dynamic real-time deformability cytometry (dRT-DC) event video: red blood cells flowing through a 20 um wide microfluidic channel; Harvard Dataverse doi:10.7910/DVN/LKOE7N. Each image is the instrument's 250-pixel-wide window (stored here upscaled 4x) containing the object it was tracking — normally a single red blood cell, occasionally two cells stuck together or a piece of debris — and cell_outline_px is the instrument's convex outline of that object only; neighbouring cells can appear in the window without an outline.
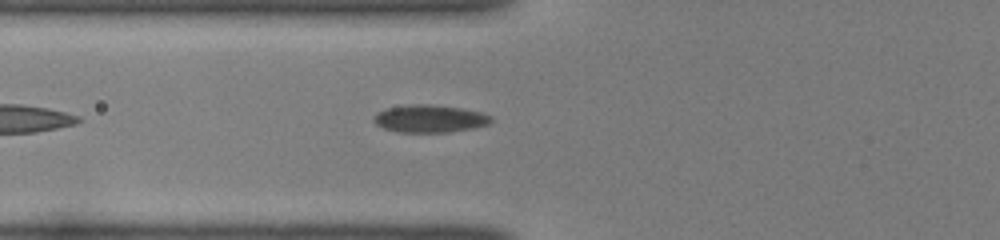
{"species": "common noctule bat (a hibernating species)", "species_latin": "Nyctalus noctula", "temperature_condition": "room temperature", "stored_images_in_passage": 18, "camera_frame_rate_fps": 3000, "um_per_image_px": 0.085, "animal": {"sex": "female", "body_mass_g": 22.0, "forearm_length_mm": 56.7}, "frame": {"image": 1, "passage_image": 5, "time_ms": 1.333, "image_size_px": [1000, 240], "cell_outline_px": [[492, 120], [488, 124], [472, 128], [448, 132], [400, 132], [384, 128], [376, 124], [372, 120], [376, 112], [384, 108], [404, 104], [432, 104], [460, 108], [480, 112], [492, 116]], "centroid_in_image_um": [36.47, 10.07], "position_along_channel_um": 89.3, "area_um2": 18.96}}
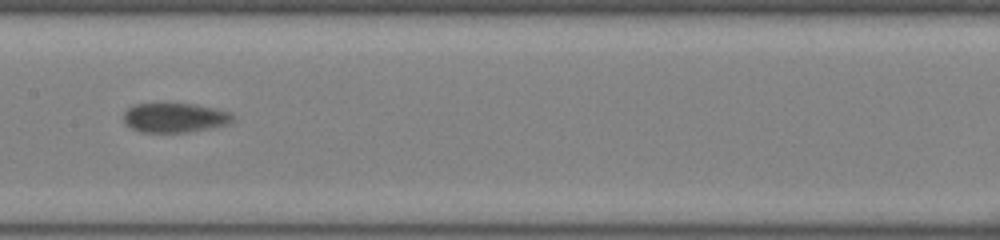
{"frame": {"image": 2, "passage_image": 13, "time_ms": 4.0, "image_size_px": [1000, 240], "cell_outline_px": [[232, 120], [228, 124], [184, 132], [140, 132], [132, 128], [124, 120], [124, 112], [128, 108], [136, 104], [192, 104], [212, 108], [228, 112], [232, 116]], "centroid_in_image_um": [14.8, 10.0], "position_along_channel_um": 192.6, "area_um2": 18.15}}
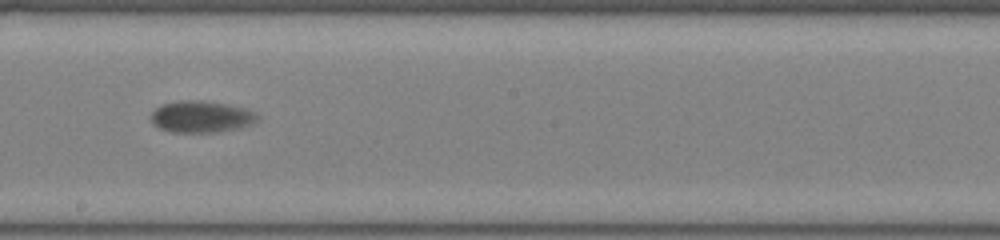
{"frame": {"image": 3, "passage_image": 16, "time_ms": 5.0, "image_size_px": [1000, 240], "cell_outline_px": [[260, 120], [252, 124], [240, 128], [216, 132], [172, 132], [160, 128], [152, 120], [152, 112], [156, 108], [164, 104], [184, 100], [200, 100], [224, 104], [244, 108], [260, 116]], "centroid_in_image_um": [17.15, 9.93], "position_along_channel_um": 231.0, "area_um2": 19.36}}